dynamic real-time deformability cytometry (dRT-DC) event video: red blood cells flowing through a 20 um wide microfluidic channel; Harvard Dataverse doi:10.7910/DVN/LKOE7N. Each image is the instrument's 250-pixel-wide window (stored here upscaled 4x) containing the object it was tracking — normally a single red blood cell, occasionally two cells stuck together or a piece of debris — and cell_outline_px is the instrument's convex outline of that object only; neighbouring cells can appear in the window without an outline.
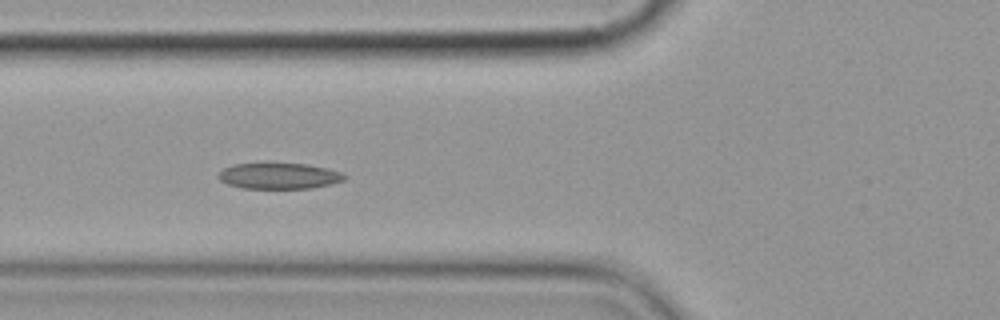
{"species": "common noctule bat (a hibernating species)", "species_latin": "Nyctalus noctula", "temperature_condition": "cold", "stored_images_in_passage": 9, "camera_frame_rate_fps": 3000, "um_per_image_px": 0.085, "animal": {"sex": "female", "body_mass_g": 19.9}, "frame": {"image": 1, "passage_image": 6, "time_ms": 6.0, "image_size_px": [1000, 320], "cell_outline_px": [[348, 176], [344, 180], [312, 188], [244, 188], [228, 184], [220, 180], [216, 176], [224, 168], [232, 164], [304, 164], [324, 168], [340, 172]], "centroid_in_image_um": [23.69, 14.96], "position_along_channel_um": 102.1, "area_um2": 18.67}}
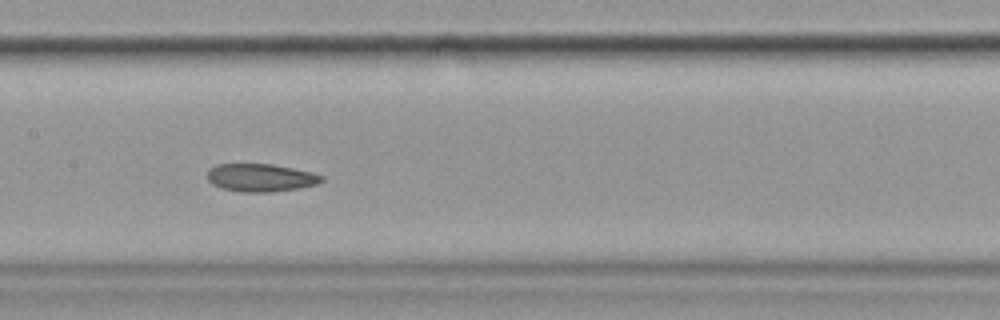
{"frame": {"image": 2, "passage_image": 8, "time_ms": 8.333, "image_size_px": [1000, 320], "cell_outline_px": [[324, 180], [316, 184], [300, 188], [272, 192], [240, 192], [220, 188], [212, 184], [208, 180], [208, 168], [216, 164], [272, 164], [312, 172], [324, 176]], "centroid_in_image_um": [22.14, 15.1], "position_along_channel_um": 185.3, "area_um2": 18.73}}
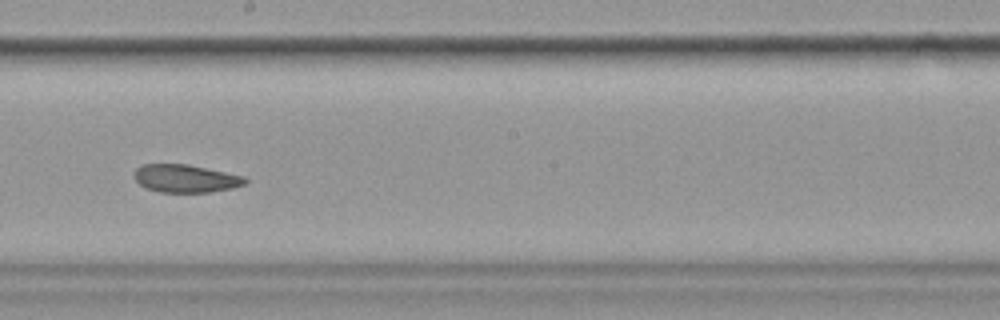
{"frame": {"image": 3, "passage_image": 9, "time_ms": 9.667, "image_size_px": [1000, 320], "cell_outline_px": [[248, 180], [244, 184], [232, 188], [208, 192], [160, 192], [148, 188], [140, 184], [132, 176], [136, 168], [144, 164], [188, 164], [244, 176]], "centroid_in_image_um": [15.76, 15.16], "position_along_channel_um": 232.4, "area_um2": 17.92}}